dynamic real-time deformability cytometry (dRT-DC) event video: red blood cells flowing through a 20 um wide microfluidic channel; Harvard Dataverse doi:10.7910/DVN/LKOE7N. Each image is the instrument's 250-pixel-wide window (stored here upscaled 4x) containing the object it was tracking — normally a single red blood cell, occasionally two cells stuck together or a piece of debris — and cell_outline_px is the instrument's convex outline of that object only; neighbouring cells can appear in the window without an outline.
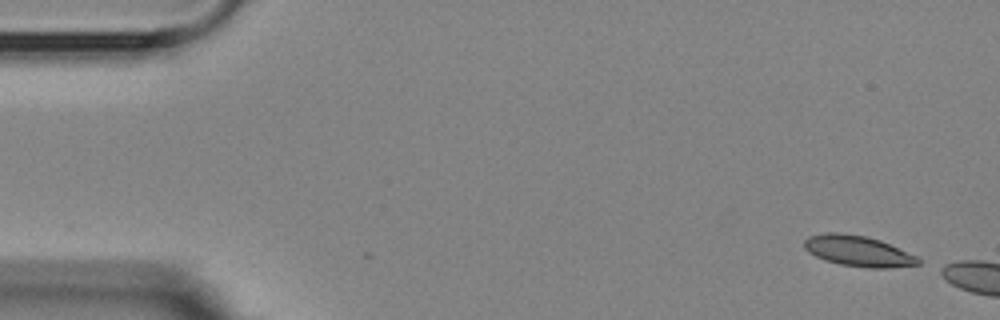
{"species": "Egyptian fruit bat (a non-hibernating species)", "species_latin": "Rousettus aegyptiacus", "temperature_condition": "room temperature", "stored_images_in_passage": 2, "camera_frame_rate_fps": 3000, "um_per_image_px": 0.085, "animal": {"sex": "female"}, "frame": {"image": 1, "passage_image": 1, "time_ms": 0.0, "image_size_px": [1000, 320], "cell_outline_px": [[920, 264], [888, 268], [868, 268], [840, 264], [824, 260], [808, 252], [804, 248], [804, 240], [808, 236], [824, 232], [840, 232], [864, 236], [880, 240], [916, 256], [920, 260]], "centroid_in_image_um": [72.89, 21.33], "position_along_channel_um": 12.1, "area_um2": 20.35}}